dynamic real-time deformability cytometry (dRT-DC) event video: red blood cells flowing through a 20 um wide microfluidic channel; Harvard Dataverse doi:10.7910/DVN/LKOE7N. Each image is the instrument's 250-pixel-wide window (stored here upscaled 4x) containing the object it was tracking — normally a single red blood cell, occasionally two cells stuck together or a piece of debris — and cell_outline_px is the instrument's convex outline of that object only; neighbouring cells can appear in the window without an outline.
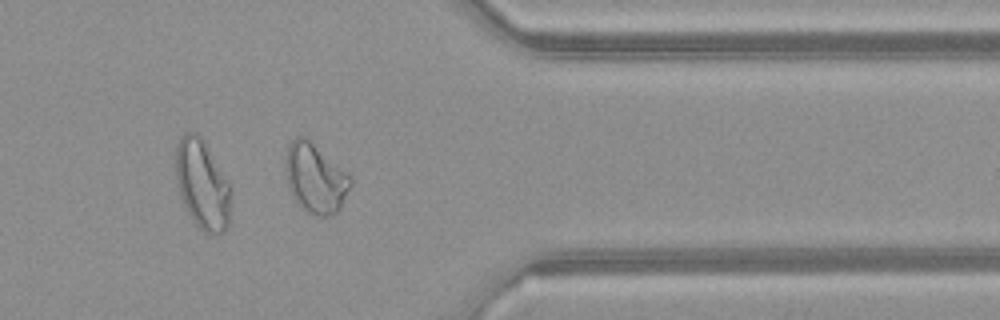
{"species": "common noctule bat (a hibernating species)", "species_latin": "Nyctalus noctula", "temperature_condition": "warm", "stored_images_in_passage": 34, "camera_frame_rate_fps": 3000, "um_per_image_px": 0.085, "animal": {"sex": "female", "body_mass_g": 21.9}, "frame": {"image": 1, "passage_image": 25, "time_ms": 8.0, "image_size_px": [1000, 320], "cell_outline_px": [[352, 184], [340, 208], [336, 212], [328, 216], [316, 216], [304, 212], [292, 196], [288, 188], [284, 168], [284, 156], [288, 144], [296, 136], [304, 136], [348, 172], [352, 176]], "centroid_in_image_um": [26.77, 15.15], "position_along_channel_um": 384.6, "area_um2": 26.82}, "authors_computed_cell_mechanics": {"area_um2": 21.7617, "velocity_mm_per_s": 4.1257, "shape_relaxation_time_tau1_ms": null, "shape_relaxation_time_tau2_ms": 1.6822, "deformation_change_tau1": null, "deformation_change_tau2": 0.0726}}